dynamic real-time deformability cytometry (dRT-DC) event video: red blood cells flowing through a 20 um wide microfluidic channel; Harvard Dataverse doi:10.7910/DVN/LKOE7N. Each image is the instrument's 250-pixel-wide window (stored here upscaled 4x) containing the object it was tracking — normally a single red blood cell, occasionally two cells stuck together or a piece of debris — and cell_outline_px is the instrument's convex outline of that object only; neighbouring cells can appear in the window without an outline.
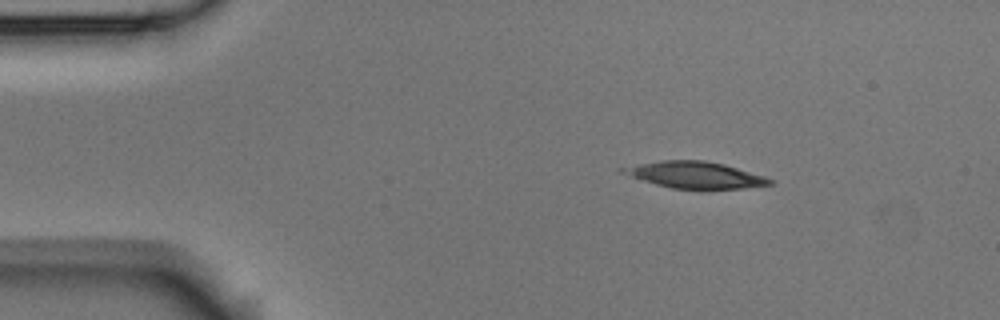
{"species": "Egyptian fruit bat (a non-hibernating species)", "species_latin": "Rousettus aegyptiacus", "temperature_condition": "room temperature", "stored_images_in_passage": 7, "camera_frame_rate_fps": 3000, "um_per_image_px": 0.085, "animal": {"sex": "male"}, "frame": {"image": 1, "passage_image": 1, "time_ms": 0.0, "image_size_px": [1000, 320], "cell_outline_px": [[776, 180], [772, 184], [740, 188], [704, 192], [700, 192], [672, 188], [656, 184], [616, 172], [616, 168], [660, 160], [704, 160], [724, 164], [764, 176]], "centroid_in_image_um": [59.05, 14.9], "position_along_channel_um": 26.0, "area_um2": 23.64}}